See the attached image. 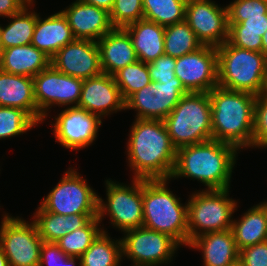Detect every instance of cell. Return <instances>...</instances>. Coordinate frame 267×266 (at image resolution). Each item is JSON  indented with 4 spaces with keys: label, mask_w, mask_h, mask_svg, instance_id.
Instances as JSON below:
<instances>
[{
    "label": "cell",
    "mask_w": 267,
    "mask_h": 266,
    "mask_svg": "<svg viewBox=\"0 0 267 266\" xmlns=\"http://www.w3.org/2000/svg\"><path fill=\"white\" fill-rule=\"evenodd\" d=\"M127 144L128 163L135 179L170 180L177 149L163 120L135 119Z\"/></svg>",
    "instance_id": "1"
},
{
    "label": "cell",
    "mask_w": 267,
    "mask_h": 266,
    "mask_svg": "<svg viewBox=\"0 0 267 266\" xmlns=\"http://www.w3.org/2000/svg\"><path fill=\"white\" fill-rule=\"evenodd\" d=\"M237 151L235 146L213 139L180 147L170 180L190 177L200 180L207 190L229 189Z\"/></svg>",
    "instance_id": "2"
},
{
    "label": "cell",
    "mask_w": 267,
    "mask_h": 266,
    "mask_svg": "<svg viewBox=\"0 0 267 266\" xmlns=\"http://www.w3.org/2000/svg\"><path fill=\"white\" fill-rule=\"evenodd\" d=\"M208 94L211 101L212 139L231 144L238 150L242 147L253 148L256 95L219 86Z\"/></svg>",
    "instance_id": "3"
},
{
    "label": "cell",
    "mask_w": 267,
    "mask_h": 266,
    "mask_svg": "<svg viewBox=\"0 0 267 266\" xmlns=\"http://www.w3.org/2000/svg\"><path fill=\"white\" fill-rule=\"evenodd\" d=\"M167 179L142 180L143 225L188 246L187 203H180Z\"/></svg>",
    "instance_id": "4"
},
{
    "label": "cell",
    "mask_w": 267,
    "mask_h": 266,
    "mask_svg": "<svg viewBox=\"0 0 267 266\" xmlns=\"http://www.w3.org/2000/svg\"><path fill=\"white\" fill-rule=\"evenodd\" d=\"M216 51L219 87L256 96L264 93L267 57L262 52L242 49L227 41Z\"/></svg>",
    "instance_id": "5"
},
{
    "label": "cell",
    "mask_w": 267,
    "mask_h": 266,
    "mask_svg": "<svg viewBox=\"0 0 267 266\" xmlns=\"http://www.w3.org/2000/svg\"><path fill=\"white\" fill-rule=\"evenodd\" d=\"M176 149L212 140L211 101L207 92H189L163 120Z\"/></svg>",
    "instance_id": "6"
},
{
    "label": "cell",
    "mask_w": 267,
    "mask_h": 266,
    "mask_svg": "<svg viewBox=\"0 0 267 266\" xmlns=\"http://www.w3.org/2000/svg\"><path fill=\"white\" fill-rule=\"evenodd\" d=\"M229 189H209L195 192L187 203L189 243L208 232L231 229L237 202L228 197Z\"/></svg>",
    "instance_id": "7"
},
{
    "label": "cell",
    "mask_w": 267,
    "mask_h": 266,
    "mask_svg": "<svg viewBox=\"0 0 267 266\" xmlns=\"http://www.w3.org/2000/svg\"><path fill=\"white\" fill-rule=\"evenodd\" d=\"M133 185L106 180L107 201L98 198V219L110 216L111 224L123 232L143 225L142 179L133 178ZM107 213V214H106Z\"/></svg>",
    "instance_id": "8"
},
{
    "label": "cell",
    "mask_w": 267,
    "mask_h": 266,
    "mask_svg": "<svg viewBox=\"0 0 267 266\" xmlns=\"http://www.w3.org/2000/svg\"><path fill=\"white\" fill-rule=\"evenodd\" d=\"M99 196L77 171L69 168L40 206L61 215L98 214Z\"/></svg>",
    "instance_id": "9"
},
{
    "label": "cell",
    "mask_w": 267,
    "mask_h": 266,
    "mask_svg": "<svg viewBox=\"0 0 267 266\" xmlns=\"http://www.w3.org/2000/svg\"><path fill=\"white\" fill-rule=\"evenodd\" d=\"M42 238L37 226L5 213L0 225V246L10 266H39Z\"/></svg>",
    "instance_id": "10"
},
{
    "label": "cell",
    "mask_w": 267,
    "mask_h": 266,
    "mask_svg": "<svg viewBox=\"0 0 267 266\" xmlns=\"http://www.w3.org/2000/svg\"><path fill=\"white\" fill-rule=\"evenodd\" d=\"M122 241L123 256L133 262L132 266H158L171 262L180 246L170 236L144 226L124 232Z\"/></svg>",
    "instance_id": "11"
},
{
    "label": "cell",
    "mask_w": 267,
    "mask_h": 266,
    "mask_svg": "<svg viewBox=\"0 0 267 266\" xmlns=\"http://www.w3.org/2000/svg\"><path fill=\"white\" fill-rule=\"evenodd\" d=\"M189 92L176 76L170 81L152 82L125 100V109H136L137 119L164 120Z\"/></svg>",
    "instance_id": "12"
},
{
    "label": "cell",
    "mask_w": 267,
    "mask_h": 266,
    "mask_svg": "<svg viewBox=\"0 0 267 266\" xmlns=\"http://www.w3.org/2000/svg\"><path fill=\"white\" fill-rule=\"evenodd\" d=\"M35 102L41 113V122L47 118L52 105L78 106L83 80L63 74L52 65L33 77Z\"/></svg>",
    "instance_id": "13"
},
{
    "label": "cell",
    "mask_w": 267,
    "mask_h": 266,
    "mask_svg": "<svg viewBox=\"0 0 267 266\" xmlns=\"http://www.w3.org/2000/svg\"><path fill=\"white\" fill-rule=\"evenodd\" d=\"M175 76L188 92H207L218 86L216 47L202 45L176 58Z\"/></svg>",
    "instance_id": "14"
},
{
    "label": "cell",
    "mask_w": 267,
    "mask_h": 266,
    "mask_svg": "<svg viewBox=\"0 0 267 266\" xmlns=\"http://www.w3.org/2000/svg\"><path fill=\"white\" fill-rule=\"evenodd\" d=\"M185 21L202 45L218 47L228 40L227 6L211 0H187Z\"/></svg>",
    "instance_id": "15"
},
{
    "label": "cell",
    "mask_w": 267,
    "mask_h": 266,
    "mask_svg": "<svg viewBox=\"0 0 267 266\" xmlns=\"http://www.w3.org/2000/svg\"><path fill=\"white\" fill-rule=\"evenodd\" d=\"M102 119L89 111L69 106L64 109L53 124L54 135L63 147L78 150L90 146L95 138Z\"/></svg>",
    "instance_id": "16"
},
{
    "label": "cell",
    "mask_w": 267,
    "mask_h": 266,
    "mask_svg": "<svg viewBox=\"0 0 267 266\" xmlns=\"http://www.w3.org/2000/svg\"><path fill=\"white\" fill-rule=\"evenodd\" d=\"M51 65L63 74L82 80L103 73L97 42L88 39H75L66 44L51 58Z\"/></svg>",
    "instance_id": "17"
},
{
    "label": "cell",
    "mask_w": 267,
    "mask_h": 266,
    "mask_svg": "<svg viewBox=\"0 0 267 266\" xmlns=\"http://www.w3.org/2000/svg\"><path fill=\"white\" fill-rule=\"evenodd\" d=\"M98 115H106L125 110V100L122 97L115 78L102 73L98 76L83 80L78 106Z\"/></svg>",
    "instance_id": "18"
},
{
    "label": "cell",
    "mask_w": 267,
    "mask_h": 266,
    "mask_svg": "<svg viewBox=\"0 0 267 266\" xmlns=\"http://www.w3.org/2000/svg\"><path fill=\"white\" fill-rule=\"evenodd\" d=\"M61 12L66 17L76 39L97 42L114 28L107 10L81 0H76Z\"/></svg>",
    "instance_id": "19"
},
{
    "label": "cell",
    "mask_w": 267,
    "mask_h": 266,
    "mask_svg": "<svg viewBox=\"0 0 267 266\" xmlns=\"http://www.w3.org/2000/svg\"><path fill=\"white\" fill-rule=\"evenodd\" d=\"M103 73L114 75L138 61L132 40L124 28H113L97 41Z\"/></svg>",
    "instance_id": "20"
},
{
    "label": "cell",
    "mask_w": 267,
    "mask_h": 266,
    "mask_svg": "<svg viewBox=\"0 0 267 266\" xmlns=\"http://www.w3.org/2000/svg\"><path fill=\"white\" fill-rule=\"evenodd\" d=\"M189 247L202 251L204 266H232L239 261V250L231 229L199 235Z\"/></svg>",
    "instance_id": "21"
},
{
    "label": "cell",
    "mask_w": 267,
    "mask_h": 266,
    "mask_svg": "<svg viewBox=\"0 0 267 266\" xmlns=\"http://www.w3.org/2000/svg\"><path fill=\"white\" fill-rule=\"evenodd\" d=\"M0 106L20 108L37 123L41 122L32 77L10 74L0 69Z\"/></svg>",
    "instance_id": "22"
},
{
    "label": "cell",
    "mask_w": 267,
    "mask_h": 266,
    "mask_svg": "<svg viewBox=\"0 0 267 266\" xmlns=\"http://www.w3.org/2000/svg\"><path fill=\"white\" fill-rule=\"evenodd\" d=\"M75 39L72 29L61 11L50 15L44 20L37 14V22L31 44L50 58Z\"/></svg>",
    "instance_id": "23"
},
{
    "label": "cell",
    "mask_w": 267,
    "mask_h": 266,
    "mask_svg": "<svg viewBox=\"0 0 267 266\" xmlns=\"http://www.w3.org/2000/svg\"><path fill=\"white\" fill-rule=\"evenodd\" d=\"M51 65V58L32 44L3 49L0 69L10 74L34 77Z\"/></svg>",
    "instance_id": "24"
},
{
    "label": "cell",
    "mask_w": 267,
    "mask_h": 266,
    "mask_svg": "<svg viewBox=\"0 0 267 266\" xmlns=\"http://www.w3.org/2000/svg\"><path fill=\"white\" fill-rule=\"evenodd\" d=\"M124 29L132 40L138 61L149 64L165 54L164 26L141 19L124 27Z\"/></svg>",
    "instance_id": "25"
},
{
    "label": "cell",
    "mask_w": 267,
    "mask_h": 266,
    "mask_svg": "<svg viewBox=\"0 0 267 266\" xmlns=\"http://www.w3.org/2000/svg\"><path fill=\"white\" fill-rule=\"evenodd\" d=\"M98 214H71L61 215L45 211L38 207L33 222L37 226L39 236L43 242H56L67 233L84 227Z\"/></svg>",
    "instance_id": "26"
},
{
    "label": "cell",
    "mask_w": 267,
    "mask_h": 266,
    "mask_svg": "<svg viewBox=\"0 0 267 266\" xmlns=\"http://www.w3.org/2000/svg\"><path fill=\"white\" fill-rule=\"evenodd\" d=\"M230 45L262 52V36L267 30V14L254 17H228Z\"/></svg>",
    "instance_id": "27"
},
{
    "label": "cell",
    "mask_w": 267,
    "mask_h": 266,
    "mask_svg": "<svg viewBox=\"0 0 267 266\" xmlns=\"http://www.w3.org/2000/svg\"><path fill=\"white\" fill-rule=\"evenodd\" d=\"M232 233L238 250L267 240V213L260 203L250 208L238 221L233 220Z\"/></svg>",
    "instance_id": "28"
},
{
    "label": "cell",
    "mask_w": 267,
    "mask_h": 266,
    "mask_svg": "<svg viewBox=\"0 0 267 266\" xmlns=\"http://www.w3.org/2000/svg\"><path fill=\"white\" fill-rule=\"evenodd\" d=\"M122 257L121 239L115 241L103 230L79 258L80 266H120Z\"/></svg>",
    "instance_id": "29"
},
{
    "label": "cell",
    "mask_w": 267,
    "mask_h": 266,
    "mask_svg": "<svg viewBox=\"0 0 267 266\" xmlns=\"http://www.w3.org/2000/svg\"><path fill=\"white\" fill-rule=\"evenodd\" d=\"M26 5L20 12L11 15V21L4 28L2 27L1 41L2 50L15 46L31 44L34 28L37 22V13L28 12L29 6Z\"/></svg>",
    "instance_id": "30"
},
{
    "label": "cell",
    "mask_w": 267,
    "mask_h": 266,
    "mask_svg": "<svg viewBox=\"0 0 267 266\" xmlns=\"http://www.w3.org/2000/svg\"><path fill=\"white\" fill-rule=\"evenodd\" d=\"M197 39L186 21L165 26L164 52L173 58H179L200 48Z\"/></svg>",
    "instance_id": "31"
},
{
    "label": "cell",
    "mask_w": 267,
    "mask_h": 266,
    "mask_svg": "<svg viewBox=\"0 0 267 266\" xmlns=\"http://www.w3.org/2000/svg\"><path fill=\"white\" fill-rule=\"evenodd\" d=\"M187 0H143V19L168 26L185 21Z\"/></svg>",
    "instance_id": "32"
},
{
    "label": "cell",
    "mask_w": 267,
    "mask_h": 266,
    "mask_svg": "<svg viewBox=\"0 0 267 266\" xmlns=\"http://www.w3.org/2000/svg\"><path fill=\"white\" fill-rule=\"evenodd\" d=\"M100 223L98 217L92 218L84 227L67 233L55 243L67 256L80 257L103 231Z\"/></svg>",
    "instance_id": "33"
},
{
    "label": "cell",
    "mask_w": 267,
    "mask_h": 266,
    "mask_svg": "<svg viewBox=\"0 0 267 266\" xmlns=\"http://www.w3.org/2000/svg\"><path fill=\"white\" fill-rule=\"evenodd\" d=\"M113 76L124 100L152 83L148 64L142 61L121 68Z\"/></svg>",
    "instance_id": "34"
},
{
    "label": "cell",
    "mask_w": 267,
    "mask_h": 266,
    "mask_svg": "<svg viewBox=\"0 0 267 266\" xmlns=\"http://www.w3.org/2000/svg\"><path fill=\"white\" fill-rule=\"evenodd\" d=\"M38 123L24 110L0 106V139L15 137Z\"/></svg>",
    "instance_id": "35"
},
{
    "label": "cell",
    "mask_w": 267,
    "mask_h": 266,
    "mask_svg": "<svg viewBox=\"0 0 267 266\" xmlns=\"http://www.w3.org/2000/svg\"><path fill=\"white\" fill-rule=\"evenodd\" d=\"M143 0H115L110 11L114 28H124L143 19Z\"/></svg>",
    "instance_id": "36"
},
{
    "label": "cell",
    "mask_w": 267,
    "mask_h": 266,
    "mask_svg": "<svg viewBox=\"0 0 267 266\" xmlns=\"http://www.w3.org/2000/svg\"><path fill=\"white\" fill-rule=\"evenodd\" d=\"M253 147H267V94L256 96L254 106Z\"/></svg>",
    "instance_id": "37"
},
{
    "label": "cell",
    "mask_w": 267,
    "mask_h": 266,
    "mask_svg": "<svg viewBox=\"0 0 267 266\" xmlns=\"http://www.w3.org/2000/svg\"><path fill=\"white\" fill-rule=\"evenodd\" d=\"M79 257L67 256L55 242H43L41 245L40 263L39 266H75V260Z\"/></svg>",
    "instance_id": "38"
},
{
    "label": "cell",
    "mask_w": 267,
    "mask_h": 266,
    "mask_svg": "<svg viewBox=\"0 0 267 266\" xmlns=\"http://www.w3.org/2000/svg\"><path fill=\"white\" fill-rule=\"evenodd\" d=\"M228 17H254L267 14V0H235L227 6Z\"/></svg>",
    "instance_id": "39"
},
{
    "label": "cell",
    "mask_w": 267,
    "mask_h": 266,
    "mask_svg": "<svg viewBox=\"0 0 267 266\" xmlns=\"http://www.w3.org/2000/svg\"><path fill=\"white\" fill-rule=\"evenodd\" d=\"M176 58L163 54L148 64V71L152 82L170 81L175 77Z\"/></svg>",
    "instance_id": "40"
},
{
    "label": "cell",
    "mask_w": 267,
    "mask_h": 266,
    "mask_svg": "<svg viewBox=\"0 0 267 266\" xmlns=\"http://www.w3.org/2000/svg\"><path fill=\"white\" fill-rule=\"evenodd\" d=\"M241 266H267V240L239 251Z\"/></svg>",
    "instance_id": "41"
},
{
    "label": "cell",
    "mask_w": 267,
    "mask_h": 266,
    "mask_svg": "<svg viewBox=\"0 0 267 266\" xmlns=\"http://www.w3.org/2000/svg\"><path fill=\"white\" fill-rule=\"evenodd\" d=\"M29 3L28 0H0V17H10L20 12Z\"/></svg>",
    "instance_id": "42"
},
{
    "label": "cell",
    "mask_w": 267,
    "mask_h": 266,
    "mask_svg": "<svg viewBox=\"0 0 267 266\" xmlns=\"http://www.w3.org/2000/svg\"><path fill=\"white\" fill-rule=\"evenodd\" d=\"M87 4L107 10L109 13L114 6L115 0H81Z\"/></svg>",
    "instance_id": "43"
},
{
    "label": "cell",
    "mask_w": 267,
    "mask_h": 266,
    "mask_svg": "<svg viewBox=\"0 0 267 266\" xmlns=\"http://www.w3.org/2000/svg\"><path fill=\"white\" fill-rule=\"evenodd\" d=\"M0 266H10L9 261L0 246Z\"/></svg>",
    "instance_id": "44"
},
{
    "label": "cell",
    "mask_w": 267,
    "mask_h": 266,
    "mask_svg": "<svg viewBox=\"0 0 267 266\" xmlns=\"http://www.w3.org/2000/svg\"><path fill=\"white\" fill-rule=\"evenodd\" d=\"M262 38V53L267 57V30L265 31Z\"/></svg>",
    "instance_id": "45"
},
{
    "label": "cell",
    "mask_w": 267,
    "mask_h": 266,
    "mask_svg": "<svg viewBox=\"0 0 267 266\" xmlns=\"http://www.w3.org/2000/svg\"><path fill=\"white\" fill-rule=\"evenodd\" d=\"M1 32H2V26H0V54H1V51H2Z\"/></svg>",
    "instance_id": "46"
},
{
    "label": "cell",
    "mask_w": 267,
    "mask_h": 266,
    "mask_svg": "<svg viewBox=\"0 0 267 266\" xmlns=\"http://www.w3.org/2000/svg\"><path fill=\"white\" fill-rule=\"evenodd\" d=\"M264 207H265V209H266V213H267V201L265 202H263V203H261Z\"/></svg>",
    "instance_id": "47"
},
{
    "label": "cell",
    "mask_w": 267,
    "mask_h": 266,
    "mask_svg": "<svg viewBox=\"0 0 267 266\" xmlns=\"http://www.w3.org/2000/svg\"><path fill=\"white\" fill-rule=\"evenodd\" d=\"M264 93L267 94V78H266V85H265V90H264Z\"/></svg>",
    "instance_id": "48"
},
{
    "label": "cell",
    "mask_w": 267,
    "mask_h": 266,
    "mask_svg": "<svg viewBox=\"0 0 267 266\" xmlns=\"http://www.w3.org/2000/svg\"><path fill=\"white\" fill-rule=\"evenodd\" d=\"M232 266H241L239 262L235 263L234 265Z\"/></svg>",
    "instance_id": "49"
}]
</instances>
